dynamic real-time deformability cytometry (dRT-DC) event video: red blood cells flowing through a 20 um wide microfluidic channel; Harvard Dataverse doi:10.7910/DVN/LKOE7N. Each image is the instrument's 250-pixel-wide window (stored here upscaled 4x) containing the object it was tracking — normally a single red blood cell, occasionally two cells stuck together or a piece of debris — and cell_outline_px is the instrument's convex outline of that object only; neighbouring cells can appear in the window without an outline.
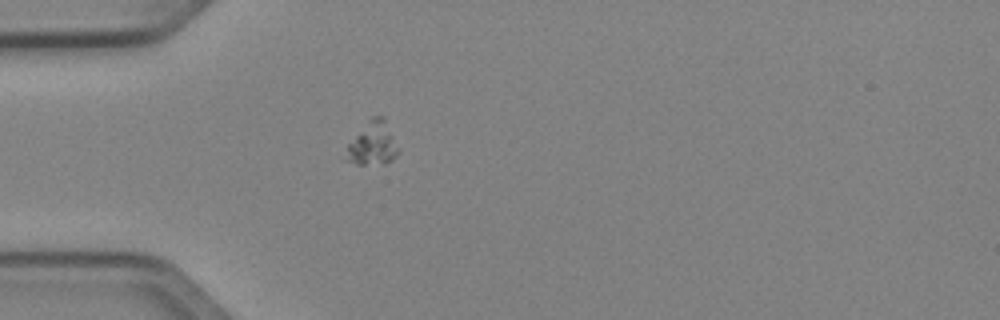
{"species": "Egyptian fruit bat (a non-hibernating species)", "species_latin": "Rousettus aegyptiacus", "temperature_condition": "cold", "stored_images_in_passage": 47, "camera_frame_rate_fps": 3000, "um_per_image_px": 0.085, "animal": {"sex": "female"}, "frame": {"image": 1, "passage_image": 16, "time_ms": 5.0, "image_size_px": [1000, 320], "cell_outline_px": [[400, 152], [392, 160], [384, 164], [356, 164], [344, 160], [348, 144], [372, 116], [384, 116], [400, 148]], "centroid_in_image_um": [31.71, 12.22], "position_along_channel_um": 53.3, "area_um2": 13.35}}
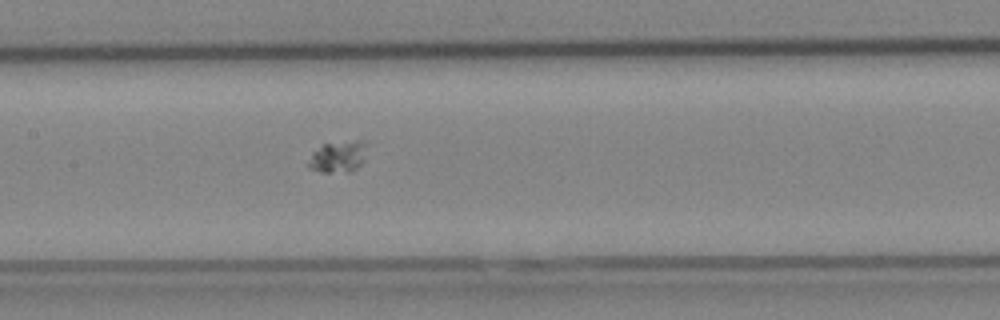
{"frame": {"image": 2, "passage_image": 26, "time_ms": 8.333, "image_size_px": [1000, 320], "cell_outline_px": [[368, 140], [364, 160], [356, 168], [348, 172], [320, 172], [308, 168], [308, 164], [312, 152], [324, 144], [356, 140]], "centroid_in_image_um": [28.77, 13.31], "position_along_channel_um": 178.6, "area_um2": 10.81}}
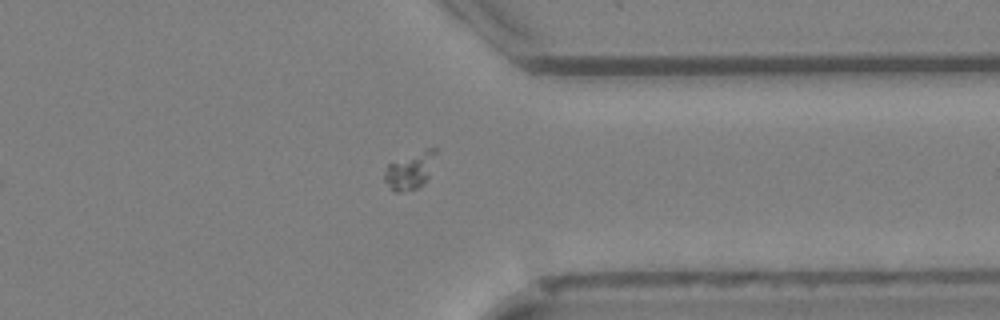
{"frame": {"image": 3, "passage_image": 41, "time_ms": 13.333, "image_size_px": [1000, 320], "cell_outline_px": [[436, 152], [428, 176], [416, 188], [400, 192], [396, 192], [384, 180], [384, 172], [388, 164], [428, 148], [436, 148]], "centroid_in_image_um": [34.83, 14.49], "position_along_channel_um": 376.6, "area_um2": 10.4}}